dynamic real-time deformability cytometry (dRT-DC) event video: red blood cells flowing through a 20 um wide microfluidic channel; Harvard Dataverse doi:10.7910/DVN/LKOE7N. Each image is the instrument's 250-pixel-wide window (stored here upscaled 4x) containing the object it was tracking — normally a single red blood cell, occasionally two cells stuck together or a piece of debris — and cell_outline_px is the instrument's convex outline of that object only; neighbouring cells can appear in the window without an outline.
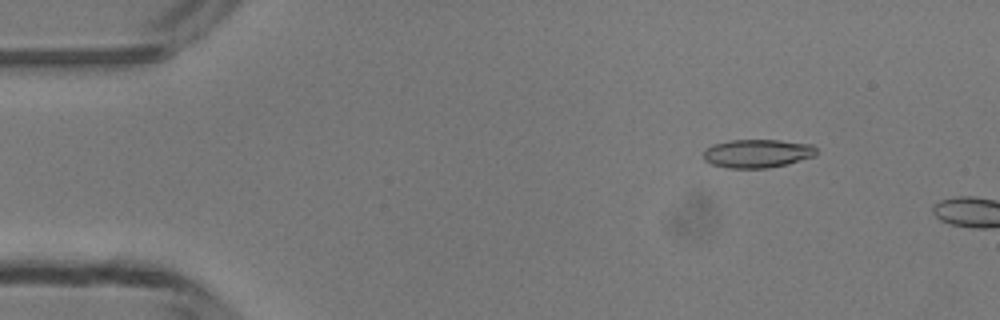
{"species": "common noctule bat (a hibernating species)", "species_latin": "Nyctalus noctula", "temperature_condition": "room temperature", "stored_images_in_passage": 9, "camera_frame_rate_fps": 3000, "um_per_image_px": 0.085, "animal": {"sex": "male", "body_mass_g": 13.3}, "frame": {"image": 1, "passage_image": 6, "time_ms": 1.667, "image_size_px": [1000, 320], "cell_outline_px": [[816, 156], [788, 164], [768, 168], [728, 168], [712, 164], [704, 160], [704, 152], [712, 144], [732, 140], [780, 140], [812, 144], [816, 148]], "centroid_in_image_um": [64.41, 13.04], "position_along_channel_um": 20.6, "area_um2": 18.79}}